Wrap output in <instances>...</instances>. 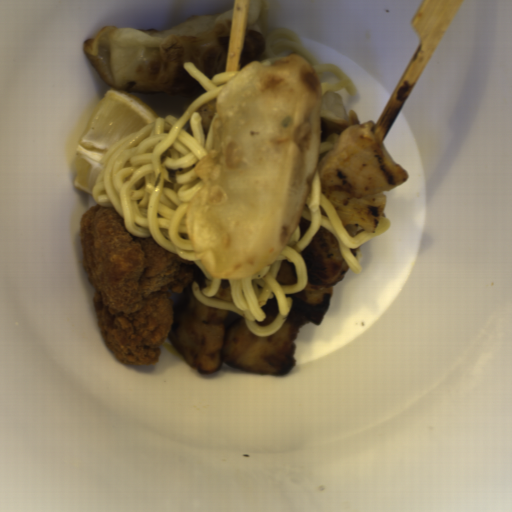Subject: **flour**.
<instances>
[{"instance_id":"1","label":"flour","mask_w":512,"mask_h":512,"mask_svg":"<svg viewBox=\"0 0 512 512\" xmlns=\"http://www.w3.org/2000/svg\"><path fill=\"white\" fill-rule=\"evenodd\" d=\"M263 4L248 1L239 73L220 90L213 147L185 212L195 254L217 279L256 275L297 227L319 166L320 143L361 125L340 94L323 93L302 53L263 60Z\"/></svg>"},{"instance_id":"2","label":"flour","mask_w":512,"mask_h":512,"mask_svg":"<svg viewBox=\"0 0 512 512\" xmlns=\"http://www.w3.org/2000/svg\"><path fill=\"white\" fill-rule=\"evenodd\" d=\"M233 8L191 15L162 30L104 26L83 50L103 82L114 90L195 97L203 86L184 68L192 62L208 79L225 72Z\"/></svg>"}]
</instances>
